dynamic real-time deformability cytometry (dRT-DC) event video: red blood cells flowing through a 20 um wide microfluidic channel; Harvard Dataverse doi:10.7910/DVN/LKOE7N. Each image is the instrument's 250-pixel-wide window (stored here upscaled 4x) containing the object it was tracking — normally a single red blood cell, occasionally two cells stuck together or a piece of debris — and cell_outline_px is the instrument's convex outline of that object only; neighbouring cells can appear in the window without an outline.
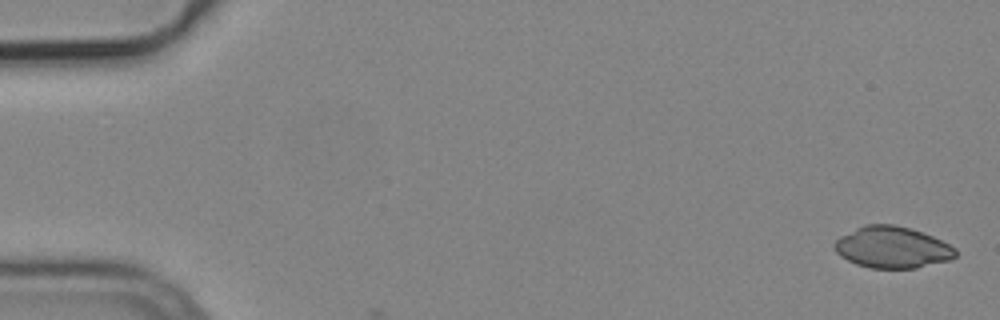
{"species": "common noctule bat (a hibernating species)", "species_latin": "Nyctalus noctula", "temperature_condition": "cold", "stored_images_in_passage": 2, "camera_frame_rate_fps": 3000, "um_per_image_px": 0.085, "animal": {"sex": "male", "body_mass_g": 19.2, "forearm_length_mm": 51.8}, "frame": {"image": 1, "passage_image": 1, "time_ms": 0.0, "image_size_px": [1000, 320], "cell_outline_px": [[956, 256], [952, 260], [916, 268], [872, 268], [856, 264], [840, 256], [836, 252], [832, 244], [840, 236], [864, 224], [892, 224], [908, 228], [932, 236], [956, 248]], "centroid_in_image_um": [75.83, 21.03], "position_along_channel_um": 9.2, "area_um2": 29.25}}